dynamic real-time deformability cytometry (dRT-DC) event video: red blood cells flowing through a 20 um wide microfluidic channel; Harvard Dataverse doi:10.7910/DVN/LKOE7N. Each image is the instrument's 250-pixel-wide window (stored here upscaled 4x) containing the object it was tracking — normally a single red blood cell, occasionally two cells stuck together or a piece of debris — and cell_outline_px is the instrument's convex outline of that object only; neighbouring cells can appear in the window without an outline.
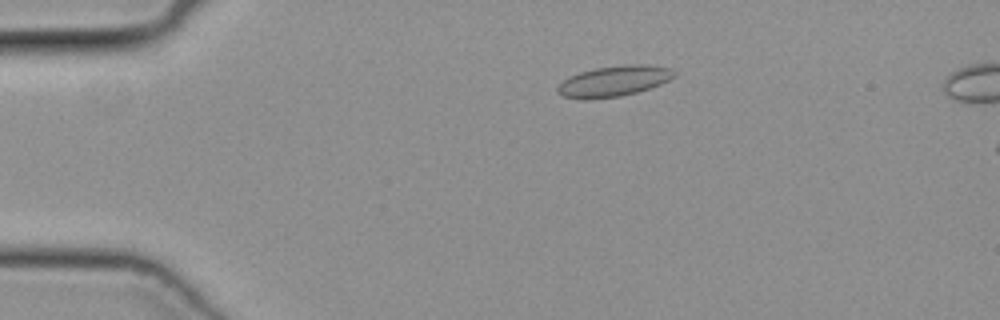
{"species": "common noctule bat (a hibernating species)", "species_latin": "Nyctalus noctula", "temperature_condition": "cold", "stored_images_in_passage": 10, "camera_frame_rate_fps": 3000, "um_per_image_px": 0.085, "animal": {"sex": "female", "body_mass_g": 19.3, "forearm_length_mm": 54.1}, "frame": {"image": 1, "passage_image": 4, "time_ms": 1.0, "image_size_px": [1000, 320], "cell_outline_px": [[676, 76], [660, 84], [636, 92], [620, 96], [588, 100], [580, 100], [560, 96], [556, 92], [556, 88], [568, 76], [580, 72], [596, 68], [624, 64], [648, 64], [672, 68], [676, 72]], "centroid_in_image_um": [52.15, 6.9], "position_along_channel_um": 32.9, "area_um2": 21.15}}